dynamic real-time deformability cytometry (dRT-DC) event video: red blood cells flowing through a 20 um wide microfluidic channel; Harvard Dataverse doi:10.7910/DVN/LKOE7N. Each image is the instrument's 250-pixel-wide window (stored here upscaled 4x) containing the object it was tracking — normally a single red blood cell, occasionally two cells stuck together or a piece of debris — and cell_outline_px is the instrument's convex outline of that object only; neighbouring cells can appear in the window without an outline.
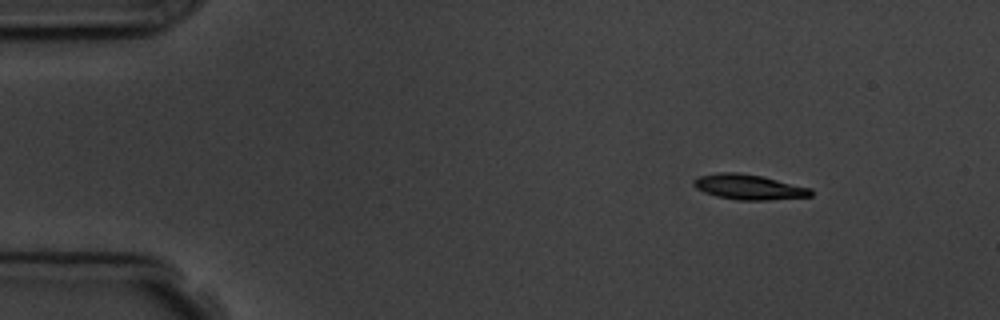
{"species": "common noctule bat (a hibernating species)", "species_latin": "Nyctalus noctula", "temperature_condition": "room temperature", "stored_images_in_passage": 5, "camera_frame_rate_fps": 3000, "um_per_image_px": 0.085, "animal": {"sex": "male", "body_mass_g": 19.5, "forearm_length_mm": 54.6}, "frame": {"image": 1, "passage_image": 1, "time_ms": 0.0, "image_size_px": [1000, 320], "cell_outline_px": [[812, 196], [768, 200], [736, 200], [716, 196], [704, 192], [696, 188], [692, 184], [692, 180], [700, 176], [716, 172], [736, 172], [764, 176], [812, 188]], "centroid_in_image_um": [63.64, 15.89], "position_along_channel_um": 21.4, "area_um2": 17.4}}
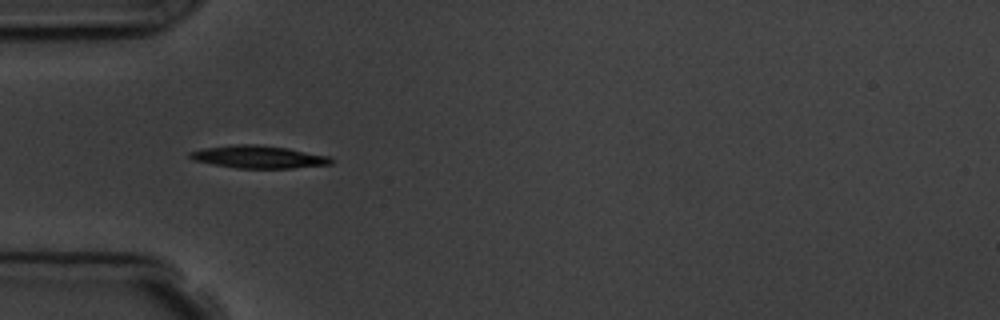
{"frame": {"image": 2, "passage_image": 4, "time_ms": 3.333, "image_size_px": [1000, 320], "cell_outline_px": [[332, 164], [292, 168], [236, 168], [212, 164], [192, 160], [188, 156], [188, 152], [204, 148], [236, 144], [256, 144], [288, 148], [328, 156], [332, 160]], "centroid_in_image_um": [21.93, 13.33], "position_along_channel_um": 63.1, "area_um2": 18.55}}